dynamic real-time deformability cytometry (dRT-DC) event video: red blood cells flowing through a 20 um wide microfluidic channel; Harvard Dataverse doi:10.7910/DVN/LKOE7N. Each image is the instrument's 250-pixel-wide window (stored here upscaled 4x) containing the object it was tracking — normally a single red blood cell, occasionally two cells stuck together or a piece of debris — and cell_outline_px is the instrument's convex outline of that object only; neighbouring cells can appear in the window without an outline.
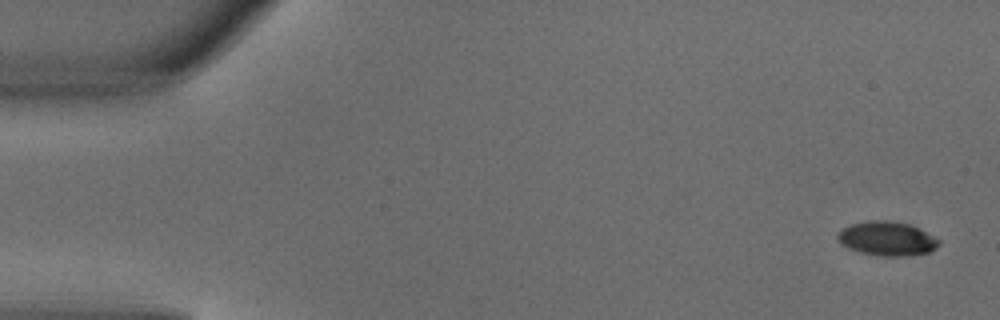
{"species": "common noctule bat (a hibernating species)", "species_latin": "Nyctalus noctula", "temperature_condition": "warm", "stored_images_in_passage": 6, "camera_frame_rate_fps": 3000, "um_per_image_px": 0.085, "animal": {"sex": "male", "body_mass_g": 18.8}, "frame": {"image": 1, "passage_image": 1, "time_ms": 0.0, "image_size_px": [1000, 320], "cell_outline_px": [[940, 244], [936, 248], [928, 252], [908, 256], [880, 256], [860, 252], [848, 248], [840, 244], [836, 236], [844, 228], [852, 224], [868, 220], [888, 220], [912, 224], [920, 228], [940, 240]], "centroid_in_image_um": [75.42, 20.28], "position_along_channel_um": 9.6, "area_um2": 20.29}}
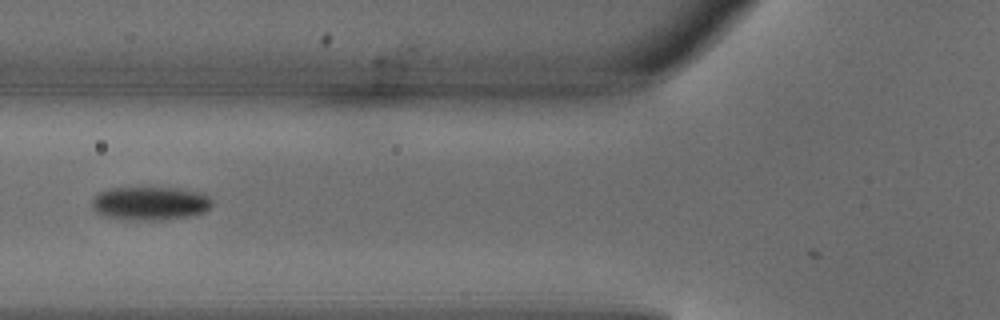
{"frame": {"image": 2, "passage_image": 5, "time_ms": 1.333, "image_size_px": [1000, 320], "cell_outline_px": [[212, 204], [204, 212], [196, 216], [160, 220], [120, 220], [100, 216], [92, 208], [92, 200], [100, 192], [112, 188], [176, 188], [204, 192], [212, 200]], "centroid_in_image_um": [12.77, 17.31], "position_along_channel_um": 113.0, "area_um2": 23.93}}